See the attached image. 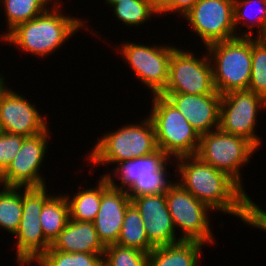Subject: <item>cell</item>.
<instances>
[{
	"mask_svg": "<svg viewBox=\"0 0 266 266\" xmlns=\"http://www.w3.org/2000/svg\"><path fill=\"white\" fill-rule=\"evenodd\" d=\"M113 131L104 133L88 153V163L91 162L94 167L115 165L123 160L149 155L158 149L154 125L148 116L139 124L127 123Z\"/></svg>",
	"mask_w": 266,
	"mask_h": 266,
	"instance_id": "cell-4",
	"label": "cell"
},
{
	"mask_svg": "<svg viewBox=\"0 0 266 266\" xmlns=\"http://www.w3.org/2000/svg\"><path fill=\"white\" fill-rule=\"evenodd\" d=\"M251 80L249 91L266 99V46L257 39L251 37Z\"/></svg>",
	"mask_w": 266,
	"mask_h": 266,
	"instance_id": "cell-29",
	"label": "cell"
},
{
	"mask_svg": "<svg viewBox=\"0 0 266 266\" xmlns=\"http://www.w3.org/2000/svg\"><path fill=\"white\" fill-rule=\"evenodd\" d=\"M58 0H0L5 9L7 32L0 35L2 40L17 25L34 19L45 13ZM49 4V5H47ZM9 29V30H8ZM2 36V37H1Z\"/></svg>",
	"mask_w": 266,
	"mask_h": 266,
	"instance_id": "cell-23",
	"label": "cell"
},
{
	"mask_svg": "<svg viewBox=\"0 0 266 266\" xmlns=\"http://www.w3.org/2000/svg\"><path fill=\"white\" fill-rule=\"evenodd\" d=\"M46 116L25 96L7 88L0 99V131L32 137L48 129Z\"/></svg>",
	"mask_w": 266,
	"mask_h": 266,
	"instance_id": "cell-15",
	"label": "cell"
},
{
	"mask_svg": "<svg viewBox=\"0 0 266 266\" xmlns=\"http://www.w3.org/2000/svg\"><path fill=\"white\" fill-rule=\"evenodd\" d=\"M257 39L261 41L266 46V29L263 30L258 36Z\"/></svg>",
	"mask_w": 266,
	"mask_h": 266,
	"instance_id": "cell-36",
	"label": "cell"
},
{
	"mask_svg": "<svg viewBox=\"0 0 266 266\" xmlns=\"http://www.w3.org/2000/svg\"><path fill=\"white\" fill-rule=\"evenodd\" d=\"M131 203L139 211L148 241L154 246L169 245L181 241L177 238L170 212L168 210L166 194H152L138 196L131 199Z\"/></svg>",
	"mask_w": 266,
	"mask_h": 266,
	"instance_id": "cell-16",
	"label": "cell"
},
{
	"mask_svg": "<svg viewBox=\"0 0 266 266\" xmlns=\"http://www.w3.org/2000/svg\"><path fill=\"white\" fill-rule=\"evenodd\" d=\"M47 186L22 187L23 212L20 225L15 232L16 261L20 266L35 263L49 248L51 243L45 238L40 223V213L44 203L53 195L47 193Z\"/></svg>",
	"mask_w": 266,
	"mask_h": 266,
	"instance_id": "cell-8",
	"label": "cell"
},
{
	"mask_svg": "<svg viewBox=\"0 0 266 266\" xmlns=\"http://www.w3.org/2000/svg\"><path fill=\"white\" fill-rule=\"evenodd\" d=\"M2 186L5 187L4 182H3V177H2V171L0 170V189Z\"/></svg>",
	"mask_w": 266,
	"mask_h": 266,
	"instance_id": "cell-37",
	"label": "cell"
},
{
	"mask_svg": "<svg viewBox=\"0 0 266 266\" xmlns=\"http://www.w3.org/2000/svg\"><path fill=\"white\" fill-rule=\"evenodd\" d=\"M266 109V99L249 90L232 91L222 95L219 129L251 141L258 149L262 143L255 125L260 109Z\"/></svg>",
	"mask_w": 266,
	"mask_h": 266,
	"instance_id": "cell-12",
	"label": "cell"
},
{
	"mask_svg": "<svg viewBox=\"0 0 266 266\" xmlns=\"http://www.w3.org/2000/svg\"><path fill=\"white\" fill-rule=\"evenodd\" d=\"M233 3L234 28L237 30L236 35L253 37L254 32L252 28H257L258 32L255 34V37H257L263 30L266 29V0H233ZM256 4L259 8H254L257 6ZM240 23L242 24V27L244 26L248 29L244 33H242L240 31L241 29L238 28ZM237 32H241V34Z\"/></svg>",
	"mask_w": 266,
	"mask_h": 266,
	"instance_id": "cell-24",
	"label": "cell"
},
{
	"mask_svg": "<svg viewBox=\"0 0 266 266\" xmlns=\"http://www.w3.org/2000/svg\"><path fill=\"white\" fill-rule=\"evenodd\" d=\"M170 157L159 148L146 156L117 162L112 173L104 174L110 186L126 191L130 199L138 196L165 194L174 183L168 180ZM167 166V167H166ZM114 173V174H113ZM116 179L120 180L115 183ZM120 184V185H119Z\"/></svg>",
	"mask_w": 266,
	"mask_h": 266,
	"instance_id": "cell-3",
	"label": "cell"
},
{
	"mask_svg": "<svg viewBox=\"0 0 266 266\" xmlns=\"http://www.w3.org/2000/svg\"><path fill=\"white\" fill-rule=\"evenodd\" d=\"M116 244L134 248L148 254L154 248L148 241L142 217L132 203L126 209Z\"/></svg>",
	"mask_w": 266,
	"mask_h": 266,
	"instance_id": "cell-25",
	"label": "cell"
},
{
	"mask_svg": "<svg viewBox=\"0 0 266 266\" xmlns=\"http://www.w3.org/2000/svg\"><path fill=\"white\" fill-rule=\"evenodd\" d=\"M0 190V227L11 235L17 231L23 212L22 187H2Z\"/></svg>",
	"mask_w": 266,
	"mask_h": 266,
	"instance_id": "cell-26",
	"label": "cell"
},
{
	"mask_svg": "<svg viewBox=\"0 0 266 266\" xmlns=\"http://www.w3.org/2000/svg\"><path fill=\"white\" fill-rule=\"evenodd\" d=\"M26 137L0 131V170L3 172L15 158Z\"/></svg>",
	"mask_w": 266,
	"mask_h": 266,
	"instance_id": "cell-31",
	"label": "cell"
},
{
	"mask_svg": "<svg viewBox=\"0 0 266 266\" xmlns=\"http://www.w3.org/2000/svg\"><path fill=\"white\" fill-rule=\"evenodd\" d=\"M125 0H105L106 3H119Z\"/></svg>",
	"mask_w": 266,
	"mask_h": 266,
	"instance_id": "cell-38",
	"label": "cell"
},
{
	"mask_svg": "<svg viewBox=\"0 0 266 266\" xmlns=\"http://www.w3.org/2000/svg\"><path fill=\"white\" fill-rule=\"evenodd\" d=\"M117 49L128 63L134 75L152 94H160L166 87L169 76L171 54L176 46L143 45L132 42L121 44Z\"/></svg>",
	"mask_w": 266,
	"mask_h": 266,
	"instance_id": "cell-11",
	"label": "cell"
},
{
	"mask_svg": "<svg viewBox=\"0 0 266 266\" xmlns=\"http://www.w3.org/2000/svg\"><path fill=\"white\" fill-rule=\"evenodd\" d=\"M151 114L157 147L170 158L196 155L200 135L186 117L164 96H152Z\"/></svg>",
	"mask_w": 266,
	"mask_h": 266,
	"instance_id": "cell-6",
	"label": "cell"
},
{
	"mask_svg": "<svg viewBox=\"0 0 266 266\" xmlns=\"http://www.w3.org/2000/svg\"><path fill=\"white\" fill-rule=\"evenodd\" d=\"M195 35L207 46L238 37L233 0H198L184 16Z\"/></svg>",
	"mask_w": 266,
	"mask_h": 266,
	"instance_id": "cell-13",
	"label": "cell"
},
{
	"mask_svg": "<svg viewBox=\"0 0 266 266\" xmlns=\"http://www.w3.org/2000/svg\"><path fill=\"white\" fill-rule=\"evenodd\" d=\"M48 250L65 253L104 254L105 246L99 240L93 222L69 220L65 228L51 243Z\"/></svg>",
	"mask_w": 266,
	"mask_h": 266,
	"instance_id": "cell-19",
	"label": "cell"
},
{
	"mask_svg": "<svg viewBox=\"0 0 266 266\" xmlns=\"http://www.w3.org/2000/svg\"><path fill=\"white\" fill-rule=\"evenodd\" d=\"M250 227L262 229L266 232V211L251 201Z\"/></svg>",
	"mask_w": 266,
	"mask_h": 266,
	"instance_id": "cell-32",
	"label": "cell"
},
{
	"mask_svg": "<svg viewBox=\"0 0 266 266\" xmlns=\"http://www.w3.org/2000/svg\"><path fill=\"white\" fill-rule=\"evenodd\" d=\"M103 255L47 250L35 264L37 263L38 266H103Z\"/></svg>",
	"mask_w": 266,
	"mask_h": 266,
	"instance_id": "cell-28",
	"label": "cell"
},
{
	"mask_svg": "<svg viewBox=\"0 0 266 266\" xmlns=\"http://www.w3.org/2000/svg\"><path fill=\"white\" fill-rule=\"evenodd\" d=\"M166 201L174 227L181 232V240H194L214 244L209 222L211 209L200 202L178 182L168 188Z\"/></svg>",
	"mask_w": 266,
	"mask_h": 266,
	"instance_id": "cell-9",
	"label": "cell"
},
{
	"mask_svg": "<svg viewBox=\"0 0 266 266\" xmlns=\"http://www.w3.org/2000/svg\"><path fill=\"white\" fill-rule=\"evenodd\" d=\"M113 7L115 17L127 27H139L151 20L156 13L151 9L147 0H125L119 3H105Z\"/></svg>",
	"mask_w": 266,
	"mask_h": 266,
	"instance_id": "cell-27",
	"label": "cell"
},
{
	"mask_svg": "<svg viewBox=\"0 0 266 266\" xmlns=\"http://www.w3.org/2000/svg\"><path fill=\"white\" fill-rule=\"evenodd\" d=\"M149 254L118 244L105 246L103 266H148Z\"/></svg>",
	"mask_w": 266,
	"mask_h": 266,
	"instance_id": "cell-30",
	"label": "cell"
},
{
	"mask_svg": "<svg viewBox=\"0 0 266 266\" xmlns=\"http://www.w3.org/2000/svg\"><path fill=\"white\" fill-rule=\"evenodd\" d=\"M161 93L219 94L214 87L208 54L198 58L191 50L175 48L171 54L168 82Z\"/></svg>",
	"mask_w": 266,
	"mask_h": 266,
	"instance_id": "cell-10",
	"label": "cell"
},
{
	"mask_svg": "<svg viewBox=\"0 0 266 266\" xmlns=\"http://www.w3.org/2000/svg\"><path fill=\"white\" fill-rule=\"evenodd\" d=\"M180 111L199 133L219 128L221 94L160 93Z\"/></svg>",
	"mask_w": 266,
	"mask_h": 266,
	"instance_id": "cell-17",
	"label": "cell"
},
{
	"mask_svg": "<svg viewBox=\"0 0 266 266\" xmlns=\"http://www.w3.org/2000/svg\"><path fill=\"white\" fill-rule=\"evenodd\" d=\"M5 76L3 74L0 73V99H1V96H2V93L8 88L5 81Z\"/></svg>",
	"mask_w": 266,
	"mask_h": 266,
	"instance_id": "cell-35",
	"label": "cell"
},
{
	"mask_svg": "<svg viewBox=\"0 0 266 266\" xmlns=\"http://www.w3.org/2000/svg\"><path fill=\"white\" fill-rule=\"evenodd\" d=\"M258 148L244 137L225 133L219 128L200 135L196 156L232 178L243 190L240 169L250 163ZM243 165V166H242Z\"/></svg>",
	"mask_w": 266,
	"mask_h": 266,
	"instance_id": "cell-7",
	"label": "cell"
},
{
	"mask_svg": "<svg viewBox=\"0 0 266 266\" xmlns=\"http://www.w3.org/2000/svg\"><path fill=\"white\" fill-rule=\"evenodd\" d=\"M51 132H45L23 140L20 150L9 166L2 172L5 187H43L46 181L39 173L45 154L48 152V143Z\"/></svg>",
	"mask_w": 266,
	"mask_h": 266,
	"instance_id": "cell-14",
	"label": "cell"
},
{
	"mask_svg": "<svg viewBox=\"0 0 266 266\" xmlns=\"http://www.w3.org/2000/svg\"><path fill=\"white\" fill-rule=\"evenodd\" d=\"M206 245L194 240L154 247L149 253L148 266H198L201 250Z\"/></svg>",
	"mask_w": 266,
	"mask_h": 266,
	"instance_id": "cell-20",
	"label": "cell"
},
{
	"mask_svg": "<svg viewBox=\"0 0 266 266\" xmlns=\"http://www.w3.org/2000/svg\"><path fill=\"white\" fill-rule=\"evenodd\" d=\"M58 195V196H57ZM53 195L44 203L40 223L45 238L52 243L70 220L69 205L62 193Z\"/></svg>",
	"mask_w": 266,
	"mask_h": 266,
	"instance_id": "cell-22",
	"label": "cell"
},
{
	"mask_svg": "<svg viewBox=\"0 0 266 266\" xmlns=\"http://www.w3.org/2000/svg\"><path fill=\"white\" fill-rule=\"evenodd\" d=\"M197 1L198 0H172L170 9L165 13V16L166 14L173 13L184 17L192 9Z\"/></svg>",
	"mask_w": 266,
	"mask_h": 266,
	"instance_id": "cell-33",
	"label": "cell"
},
{
	"mask_svg": "<svg viewBox=\"0 0 266 266\" xmlns=\"http://www.w3.org/2000/svg\"><path fill=\"white\" fill-rule=\"evenodd\" d=\"M151 9L156 13L158 16H164L171 6L172 0H147ZM161 14V15H159Z\"/></svg>",
	"mask_w": 266,
	"mask_h": 266,
	"instance_id": "cell-34",
	"label": "cell"
},
{
	"mask_svg": "<svg viewBox=\"0 0 266 266\" xmlns=\"http://www.w3.org/2000/svg\"><path fill=\"white\" fill-rule=\"evenodd\" d=\"M174 176L185 190L211 210L233 215L250 226L252 199L232 178L218 171L198 156H182L175 159Z\"/></svg>",
	"mask_w": 266,
	"mask_h": 266,
	"instance_id": "cell-1",
	"label": "cell"
},
{
	"mask_svg": "<svg viewBox=\"0 0 266 266\" xmlns=\"http://www.w3.org/2000/svg\"><path fill=\"white\" fill-rule=\"evenodd\" d=\"M208 51V52H207ZM215 90L224 95L247 90L251 80V37L238 36L206 47Z\"/></svg>",
	"mask_w": 266,
	"mask_h": 266,
	"instance_id": "cell-5",
	"label": "cell"
},
{
	"mask_svg": "<svg viewBox=\"0 0 266 266\" xmlns=\"http://www.w3.org/2000/svg\"><path fill=\"white\" fill-rule=\"evenodd\" d=\"M130 204L131 199L126 191L110 186L103 175L100 209L93 223L98 238L104 246L117 243L124 215Z\"/></svg>",
	"mask_w": 266,
	"mask_h": 266,
	"instance_id": "cell-18",
	"label": "cell"
},
{
	"mask_svg": "<svg viewBox=\"0 0 266 266\" xmlns=\"http://www.w3.org/2000/svg\"><path fill=\"white\" fill-rule=\"evenodd\" d=\"M59 1L42 15L17 25L2 41L43 59L57 51L70 36L83 27H88L84 19L62 13Z\"/></svg>",
	"mask_w": 266,
	"mask_h": 266,
	"instance_id": "cell-2",
	"label": "cell"
},
{
	"mask_svg": "<svg viewBox=\"0 0 266 266\" xmlns=\"http://www.w3.org/2000/svg\"><path fill=\"white\" fill-rule=\"evenodd\" d=\"M98 185L93 188L78 190L72 197L65 195L70 219L81 222H94L100 209L101 196L103 194V175H100Z\"/></svg>",
	"mask_w": 266,
	"mask_h": 266,
	"instance_id": "cell-21",
	"label": "cell"
}]
</instances>
